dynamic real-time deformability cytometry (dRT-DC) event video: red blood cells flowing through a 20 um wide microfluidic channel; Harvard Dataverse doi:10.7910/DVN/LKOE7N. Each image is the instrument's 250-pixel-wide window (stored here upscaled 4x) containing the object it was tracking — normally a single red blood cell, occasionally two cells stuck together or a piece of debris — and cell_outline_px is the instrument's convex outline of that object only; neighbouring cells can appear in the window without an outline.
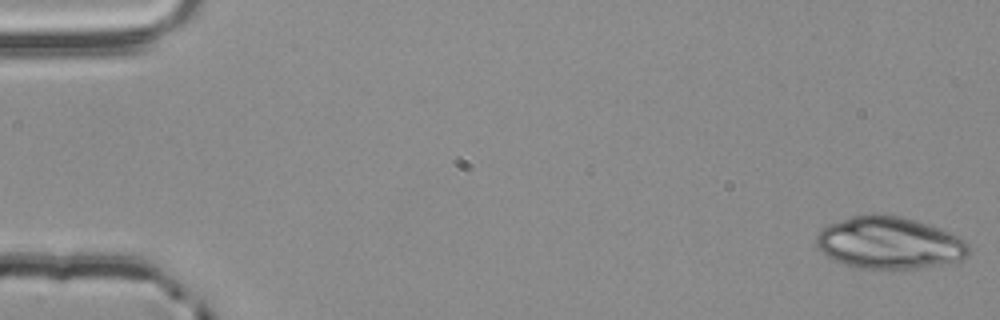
{"species": "common noctule bat (a hibernating species)", "species_latin": "Nyctalus noctula", "temperature_condition": "room temperature", "stored_images_in_passage": 54, "camera_frame_rate_fps": 3000, "um_per_image_px": 0.085, "animal": {"sex": "male", "body_mass_g": 20.4}, "frame": {"image": 1, "passage_image": 1, "time_ms": 0.0, "image_size_px": [1000, 320], "cell_outline_px": [[972, 252], [968, 256], [960, 260], [940, 264], [916, 268], [860, 268], [836, 260], [828, 256], [816, 248], [816, 236], [820, 228], [828, 224], [852, 216], [872, 212], [884, 212], [916, 220], [960, 236], [968, 244]], "centroid_in_image_um": [75.59, 20.6], "position_along_channel_um": 9.4, "area_um2": 46.53}}
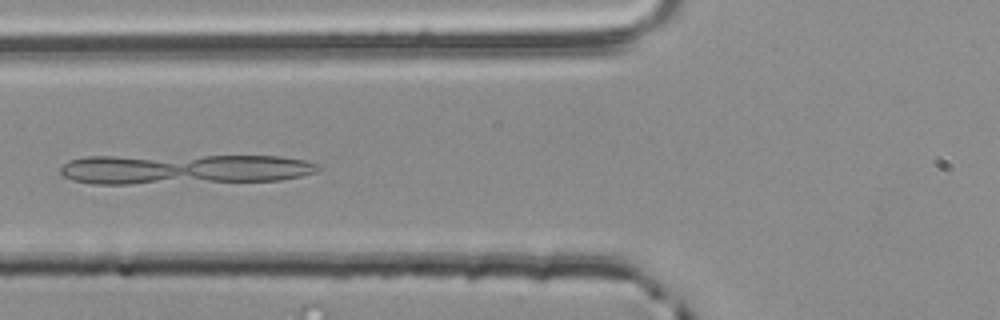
{"frame": {"image": 2, "passage_image": 21, "time_ms": 6.667, "image_size_px": [1000, 320], "cell_outline_px": [[320, 168], [316, 172], [300, 176], [280, 180], [132, 184], [92, 184], [72, 180], [64, 176], [60, 172], [60, 168], [68, 160], [84, 156], [280, 156], [304, 160], [316, 164]], "centroid_in_image_um": [15.58, 14.38], "position_along_channel_um": 110.2, "area_um2": 45.26}}
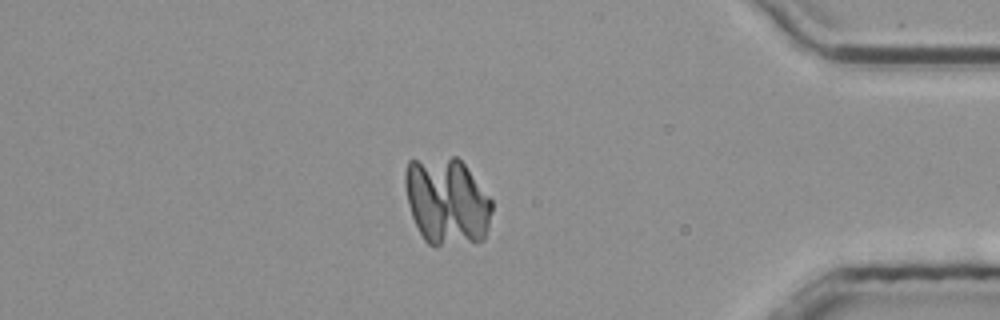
{"frame": {"image": 3, "passage_image": 46, "time_ms": 15.0, "image_size_px": [1000, 320], "cell_outline_px": [[492, 212], [488, 228], [484, 240], [476, 244], [428, 244], [424, 240], [412, 216], [408, 204], [404, 184], [404, 172], [408, 160], [452, 156], [456, 156], [464, 164], [492, 200]], "centroid_in_image_um": [37.98, 17.11], "position_along_channel_um": 397.2, "area_um2": 44.56}}